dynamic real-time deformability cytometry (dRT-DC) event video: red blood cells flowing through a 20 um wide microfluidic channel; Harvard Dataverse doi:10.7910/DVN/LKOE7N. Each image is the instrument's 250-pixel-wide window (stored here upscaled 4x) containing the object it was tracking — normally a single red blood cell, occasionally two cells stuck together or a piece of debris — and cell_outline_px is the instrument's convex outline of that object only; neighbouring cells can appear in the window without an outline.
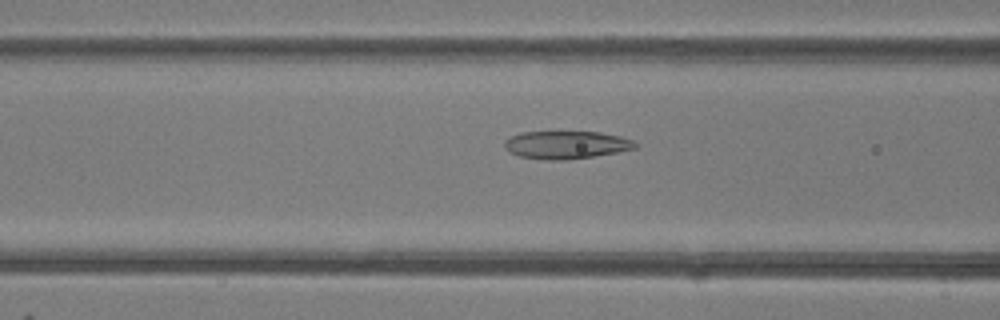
{"species": "common noctule bat (a hibernating species)", "species_latin": "Nyctalus noctula", "temperature_condition": "room temperature", "stored_images_in_passage": 33, "camera_frame_rate_fps": 3000, "um_per_image_px": 0.085, "animal": {"sex": "female"}, "frame": {"image": 1, "passage_image": 4, "time_ms": 1.0, "image_size_px": [1000, 320], "cell_outline_px": [[636, 148], [616, 152], [568, 160], [544, 160], [520, 156], [508, 152], [504, 148], [504, 140], [520, 132], [600, 132], [620, 136], [632, 140], [636, 144]], "centroid_in_image_um": [48.07, 12.31], "position_along_channel_um": 118.5, "area_um2": 21.15}}
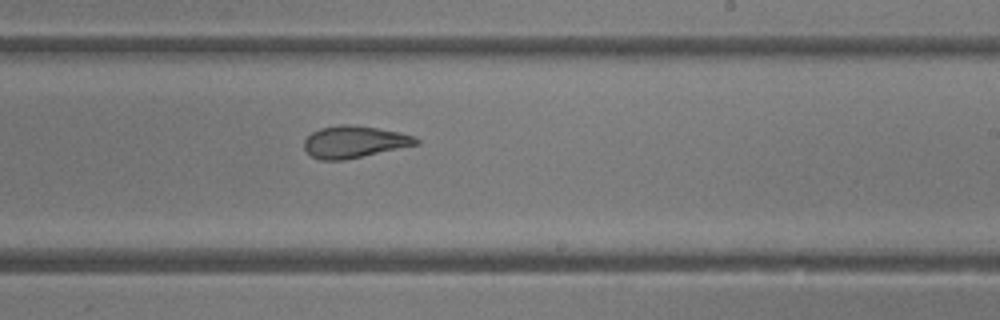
{"frame": {"image": 2, "passage_image": 14, "time_ms": 4.333, "image_size_px": [1000, 320], "cell_outline_px": [[420, 144], [344, 160], [320, 160], [312, 156], [304, 148], [304, 140], [312, 132], [320, 128], [340, 124], [348, 124], [376, 128], [400, 132], [416, 136], [420, 140]], "centroid_in_image_um": [30.14, 12.05], "position_along_channel_um": 258.9, "area_um2": 20.87}}
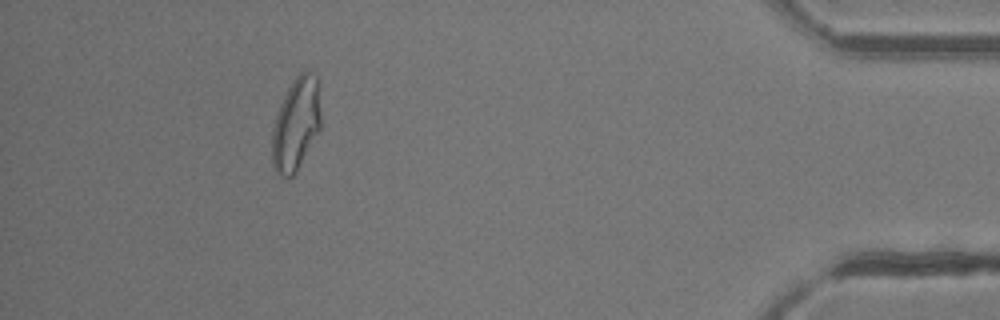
{"frame": {"image": 3, "passage_image": 29, "time_ms": 9.333, "image_size_px": [1000, 320], "cell_outline_px": [[320, 128], [296, 172], [292, 176], [276, 176], [272, 164], [272, 128], [280, 104], [288, 88], [296, 76], [304, 68], [316, 76], [320, 112]], "centroid_in_image_um": [25.13, 10.56], "position_along_channel_um": 410.1, "area_um2": 26.18}}